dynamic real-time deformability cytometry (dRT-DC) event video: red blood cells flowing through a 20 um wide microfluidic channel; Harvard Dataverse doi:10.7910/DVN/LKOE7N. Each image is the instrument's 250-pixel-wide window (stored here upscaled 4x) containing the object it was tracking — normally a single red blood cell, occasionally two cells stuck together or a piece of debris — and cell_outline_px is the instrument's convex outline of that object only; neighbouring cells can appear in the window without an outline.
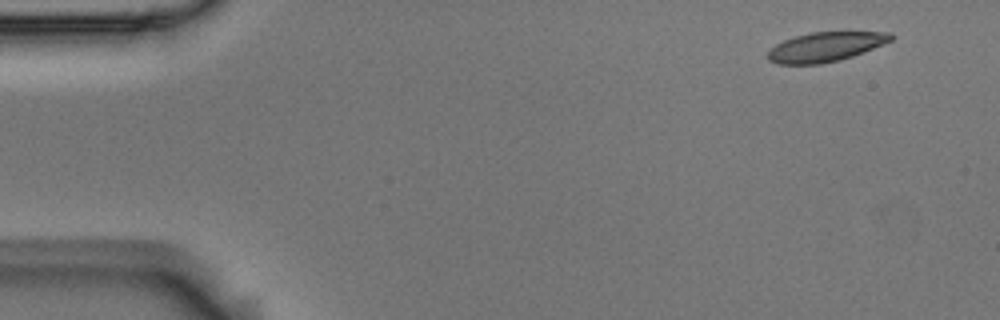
{"species": "Egyptian fruit bat (a non-hibernating species)", "species_latin": "Rousettus aegyptiacus", "temperature_condition": "room temperature", "stored_images_in_passage": 6, "segment_of_instrument_passage": [2, 2], "camera_frame_rate_fps": 3000, "um_per_image_px": 0.085, "animal": {"sex": "male"}, "frame": {"image": 1, "passage_image": 6, "time_ms": 1.667, "image_size_px": [1000, 320], "cell_outline_px": [[892, 40], [852, 56], [840, 60], [820, 64], [776, 64], [768, 60], [768, 52], [776, 44], [784, 40], [796, 36], [812, 32], [892, 32]], "centroid_in_image_um": [70.14, 3.99], "position_along_channel_um": 14.9, "area_um2": 20.87}}